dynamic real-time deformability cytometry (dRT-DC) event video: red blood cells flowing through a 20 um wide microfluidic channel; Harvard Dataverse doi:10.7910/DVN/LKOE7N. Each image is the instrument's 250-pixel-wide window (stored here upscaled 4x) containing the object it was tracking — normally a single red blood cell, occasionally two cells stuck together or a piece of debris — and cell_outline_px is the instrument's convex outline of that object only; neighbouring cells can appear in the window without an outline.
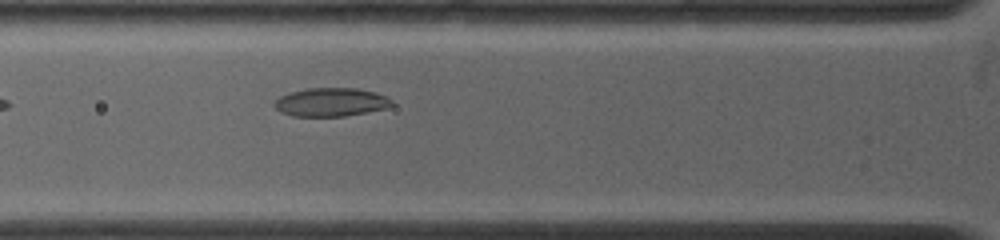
{"species": "common noctule bat (a hibernating species)", "species_latin": "Nyctalus noctula", "temperature_condition": "warm", "stored_images_in_passage": 8, "camera_frame_rate_fps": 4500, "um_per_image_px": 0.085, "animal": {"sex": "female", "body_mass_g": 19.0, "forearm_length_mm": 53.3}, "frame": {"image": 1, "passage_image": 6, "time_ms": 2.667, "image_size_px": [1000, 240], "cell_outline_px": [[396, 104], [388, 108], [344, 116], [292, 116], [280, 112], [272, 104], [280, 96], [292, 92], [308, 88], [356, 88], [376, 92], [392, 100]], "centroid_in_image_um": [28.15, 8.68], "position_along_channel_um": 97.7, "area_um2": 19.54}}